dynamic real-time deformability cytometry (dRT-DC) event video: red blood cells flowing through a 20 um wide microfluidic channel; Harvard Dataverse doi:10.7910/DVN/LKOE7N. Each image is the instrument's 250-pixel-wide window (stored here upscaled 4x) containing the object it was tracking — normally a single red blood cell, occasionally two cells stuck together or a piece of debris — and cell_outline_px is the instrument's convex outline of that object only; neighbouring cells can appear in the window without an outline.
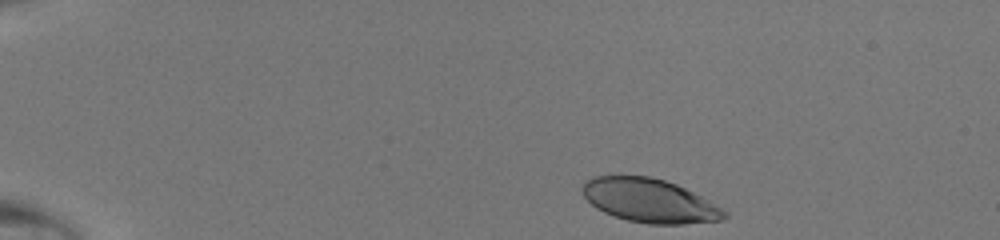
{"species": "human", "species_latin": "Homo sapiens", "temperature_condition": "room temperature", "stored_images_in_passage": 40, "camera_frame_rate_fps": 3000, "um_per_image_px": 0.085, "donor": {"sex": "male"}, "frame": {"image": 1, "passage_image": 1, "time_ms": 0.0, "image_size_px": [1000, 240], "cell_outline_px": [[728, 216], [720, 220], [684, 224], [648, 224], [628, 220], [604, 212], [596, 208], [584, 196], [584, 184], [592, 176], [648, 176], [664, 180], [676, 184], [708, 200], [728, 212]], "centroid_in_image_um": [55.23, 17.06], "position_along_channel_um": 29.8, "area_um2": 35.66}}
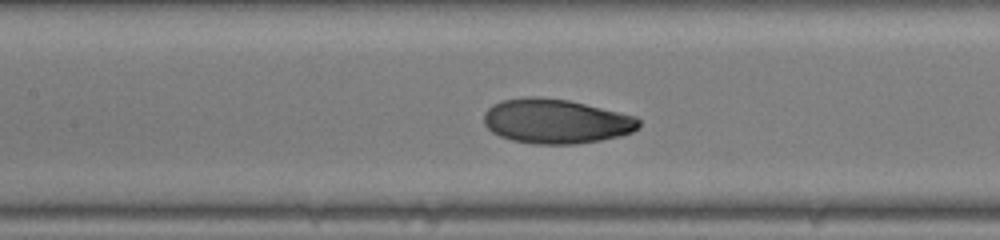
{"frame": {"image": 2, "passage_image": 17, "time_ms": 5.333, "image_size_px": [1000, 240], "cell_outline_px": [[640, 128], [632, 132], [620, 136], [600, 140], [576, 144], [532, 144], [512, 140], [500, 136], [492, 132], [484, 124], [484, 112], [492, 104], [500, 100], [524, 96], [536, 96], [568, 100], [636, 116], [640, 120]], "centroid_in_image_um": [47.24, 10.3], "position_along_channel_um": 160.2, "area_um2": 40.52}}
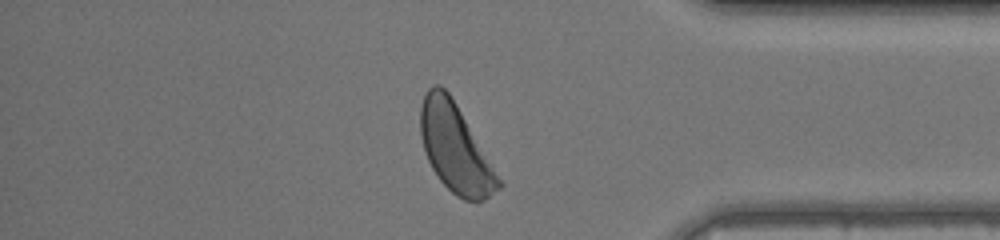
{"frame": {"image": 3, "passage_image": 34, "time_ms": 11.0, "image_size_px": [1000, 240], "cell_outline_px": [[504, 184], [500, 188], [484, 200], [476, 204], [464, 200], [456, 196], [440, 180], [432, 168], [424, 152], [420, 136], [420, 108], [424, 96], [428, 88], [432, 84], [440, 84], [448, 92], [456, 104]], "centroid_in_image_um": [38.69, 12.63], "position_along_channel_um": 396.5, "area_um2": 40.0}}